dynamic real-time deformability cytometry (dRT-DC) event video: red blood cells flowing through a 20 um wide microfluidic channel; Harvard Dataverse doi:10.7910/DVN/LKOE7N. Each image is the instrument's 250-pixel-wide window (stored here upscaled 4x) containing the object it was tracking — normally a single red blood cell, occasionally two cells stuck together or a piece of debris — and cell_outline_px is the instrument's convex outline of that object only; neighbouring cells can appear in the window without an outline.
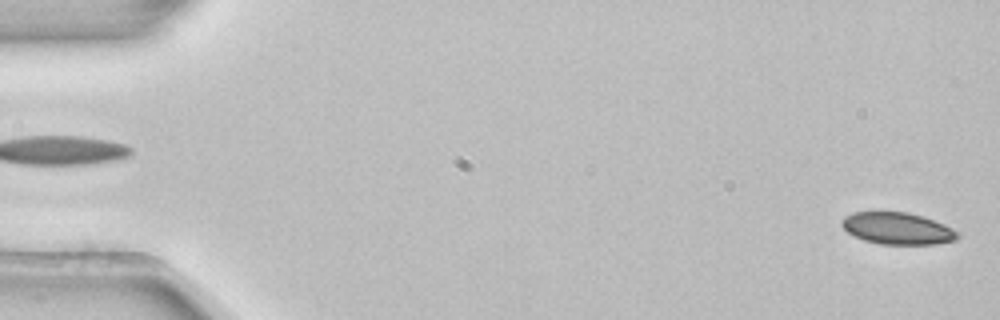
{"species": "common noctule bat (a hibernating species)", "species_latin": "Nyctalus noctula", "temperature_condition": "room temperature", "stored_images_in_passage": 53, "camera_frame_rate_fps": 3000, "um_per_image_px": 0.085, "animal": {"sex": "female", "body_mass_g": 22.7, "forearm_length_mm": 54.2}, "frame": {"image": 1, "passage_image": 1, "time_ms": 0.0, "image_size_px": [1000, 320], "cell_outline_px": [[960, 236], [956, 240], [936, 244], [880, 244], [864, 240], [848, 232], [840, 224], [840, 220], [844, 216], [852, 212], [908, 212], [924, 216], [944, 224], [952, 228]], "centroid_in_image_um": [76.28, 19.41], "position_along_channel_um": 8.7, "area_um2": 21.56}}
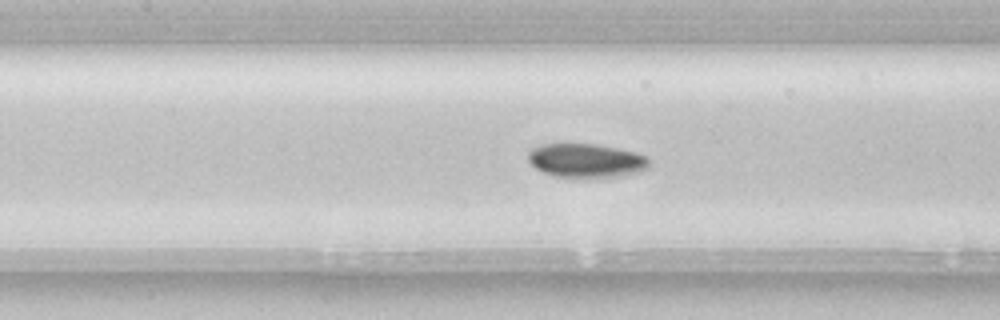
{"frame": {"image": 2, "passage_image": 24, "time_ms": 7.667, "image_size_px": [1000, 320], "cell_outline_px": [[648, 168], [640, 172], [624, 176], [588, 180], [556, 176], [544, 172], [536, 168], [528, 160], [528, 152], [532, 148], [544, 144], [596, 144], [636, 152], [644, 156], [648, 160]], "centroid_in_image_um": [49.84, 13.69], "position_along_channel_um": 157.6, "area_um2": 24.45}}
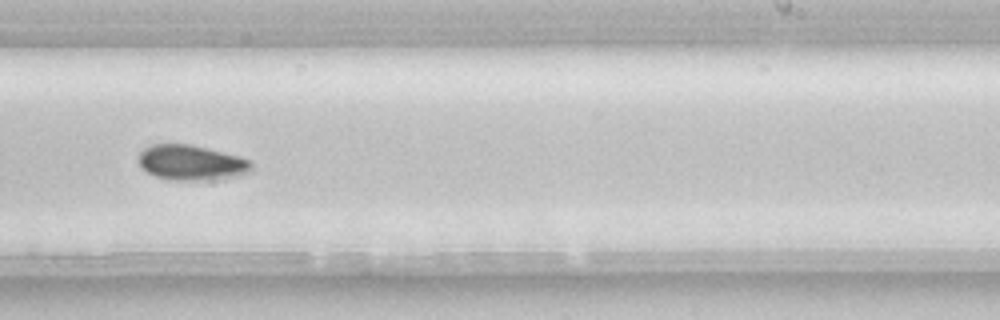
{"frame": {"image": 3, "passage_image": 33, "time_ms": 10.667, "image_size_px": [1000, 320], "cell_outline_px": [[252, 172], [212, 180], [172, 180], [156, 176], [140, 168], [140, 152], [144, 148], [152, 144], [192, 144], [240, 156], [248, 160], [252, 164]], "centroid_in_image_um": [16.27, 13.82], "position_along_channel_um": 272.7, "area_um2": 23.12}, "authors_computed_cell_mechanics": {"area_um2": 22.5998, "velocity_mm_per_s": 3.8635, "shape_relaxation_time_tau1_ms": 2.9554, "shape_relaxation_time_tau2_ms": null, "deformation_change_tau1": 0.0569, "deformation_change_tau2": null}}